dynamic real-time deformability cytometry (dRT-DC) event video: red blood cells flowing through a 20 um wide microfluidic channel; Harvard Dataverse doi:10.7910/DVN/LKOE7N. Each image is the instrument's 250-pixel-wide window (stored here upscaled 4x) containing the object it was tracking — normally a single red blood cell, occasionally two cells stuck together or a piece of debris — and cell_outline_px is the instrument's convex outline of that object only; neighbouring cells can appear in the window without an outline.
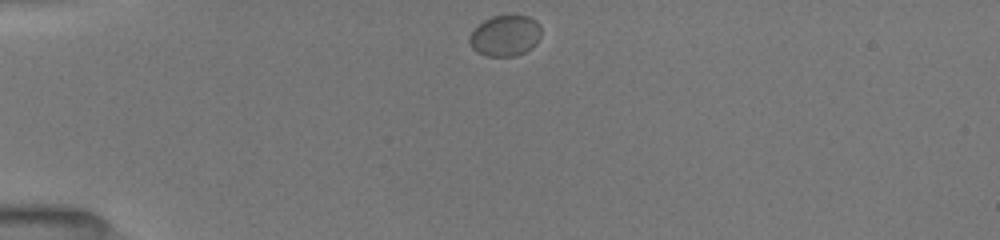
{"species": "common noctule bat (a hibernating species)", "species_latin": "Nyctalus noctula", "temperature_condition": "room temperature", "stored_images_in_passage": 51, "camera_frame_rate_fps": 3000, "um_per_image_px": 0.085, "animal": {"sex": "female", "body_mass_g": 19.5, "forearm_length_mm": 54.1}, "frame": {"image": 1, "passage_image": 1, "time_ms": 0.0, "image_size_px": [1000, 240], "cell_outline_px": [[540, 36], [536, 44], [532, 48], [516, 56], [488, 56], [476, 52], [472, 48], [468, 40], [472, 32], [484, 20], [492, 16], [512, 12], [516, 12], [528, 16], [536, 20], [540, 24]], "centroid_in_image_um": [42.97, 2.98], "position_along_channel_um": 42.0, "area_um2": 17.63}}
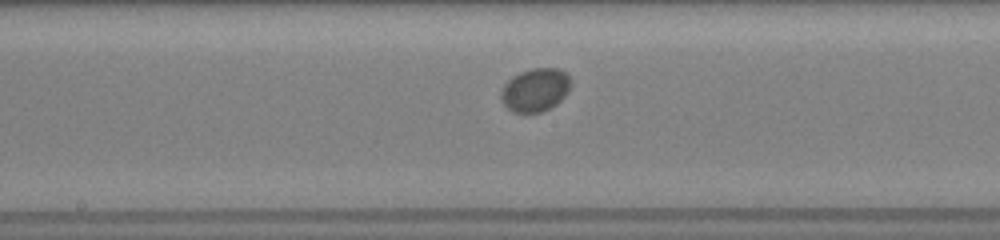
{"frame": {"image": 2, "passage_image": 21, "time_ms": 5.0, "image_size_px": [1000, 240], "cell_outline_px": [[572, 80], [568, 92], [556, 104], [540, 112], [512, 112], [500, 100], [500, 92], [504, 84], [512, 76], [520, 72], [532, 68], [556, 68], [564, 72]], "centroid_in_image_um": [45.47, 7.63], "position_along_channel_um": 202.7, "area_um2": 17.57}}
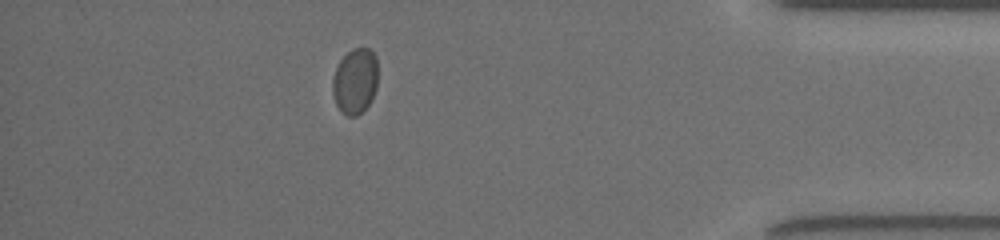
{"frame": {"image": 3, "passage_image": 44, "time_ms": 11.0, "image_size_px": [1000, 240], "cell_outline_px": [[376, 88], [372, 100], [356, 116], [348, 116], [336, 104], [332, 92], [332, 76], [340, 60], [352, 48], [368, 48], [376, 56]], "centroid_in_image_um": [30.17, 6.87], "position_along_channel_um": 405.0, "area_um2": 17.11}}